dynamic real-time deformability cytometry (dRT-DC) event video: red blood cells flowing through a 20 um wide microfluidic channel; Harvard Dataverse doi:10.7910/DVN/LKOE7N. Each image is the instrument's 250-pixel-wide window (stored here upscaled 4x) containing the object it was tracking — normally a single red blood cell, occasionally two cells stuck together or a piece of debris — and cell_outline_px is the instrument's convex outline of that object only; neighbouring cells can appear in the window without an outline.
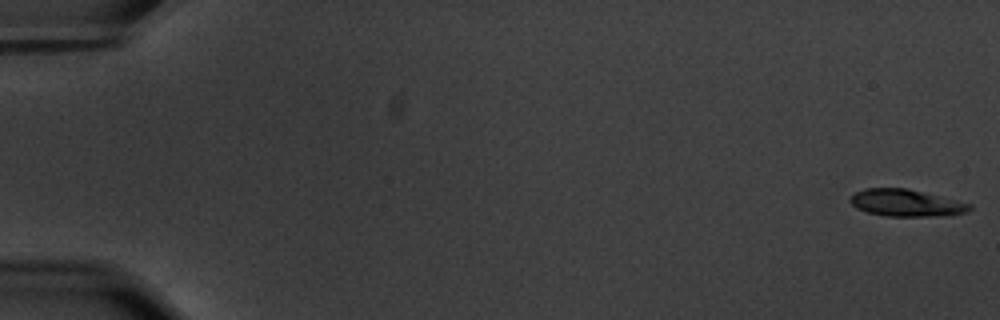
{"species": "common noctule bat (a hibernating species)", "species_latin": "Nyctalus noctula", "temperature_condition": "warm", "stored_images_in_passage": 58, "camera_frame_rate_fps": 3000, "um_per_image_px": 0.085, "animal": {"sex": "male", "body_mass_g": 20.1, "forearm_length_mm": 53.5}, "frame": {"image": 1, "passage_image": 1, "time_ms": 0.0, "image_size_px": [1000, 320], "cell_outline_px": [[972, 208], [968, 212], [944, 216], [888, 216], [868, 212], [856, 208], [848, 200], [856, 192], [864, 188], [908, 188], [972, 204]], "centroid_in_image_um": [77.04, 17.25], "position_along_channel_um": 8.0, "area_um2": 18.79}}
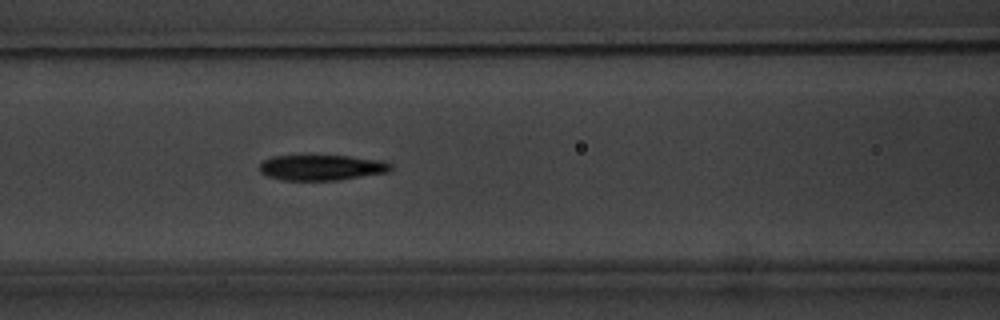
{"frame": {"image": 2, "passage_image": 26, "time_ms": 8.333, "image_size_px": [1000, 320], "cell_outline_px": [[392, 168], [388, 172], [340, 180], [280, 180], [268, 176], [260, 172], [260, 164], [264, 160], [272, 156], [348, 156], [380, 160], [392, 164]], "centroid_in_image_um": [27.34, 14.25], "position_along_channel_um": 139.3, "area_um2": 19.42}}
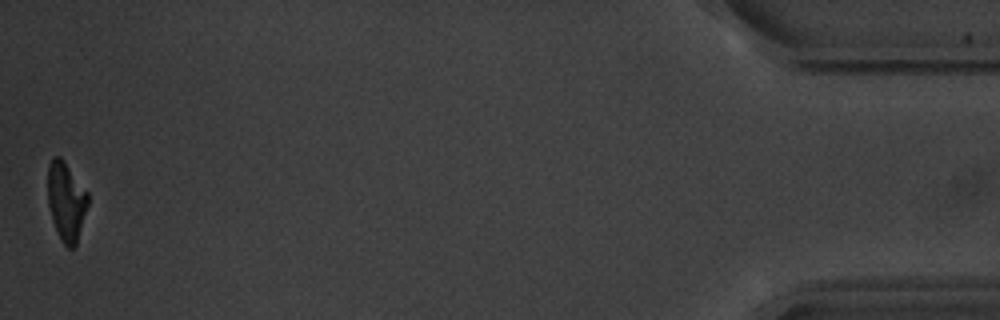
{"frame": {"image": 3, "passage_image": 58, "time_ms": 19.0, "image_size_px": [1000, 320], "cell_outline_px": [[88, 204], [76, 244], [72, 248], [68, 248], [60, 240], [52, 220], [48, 204], [48, 164], [52, 156], [60, 156], [88, 192]], "centroid_in_image_um": [5.61, 17.1], "position_along_channel_um": 429.6, "area_um2": 18.38}, "authors_computed_cell_mechanics": {"area_um2": 19.7676, "velocity_mm_per_s": 3.5329, "shape_relaxation_time_tau1_ms": 4.648, "shape_relaxation_time_tau2_ms": 2.8784, "deformation_change_tau1": 0.1982, "deformation_change_tau2": 0.1111}}